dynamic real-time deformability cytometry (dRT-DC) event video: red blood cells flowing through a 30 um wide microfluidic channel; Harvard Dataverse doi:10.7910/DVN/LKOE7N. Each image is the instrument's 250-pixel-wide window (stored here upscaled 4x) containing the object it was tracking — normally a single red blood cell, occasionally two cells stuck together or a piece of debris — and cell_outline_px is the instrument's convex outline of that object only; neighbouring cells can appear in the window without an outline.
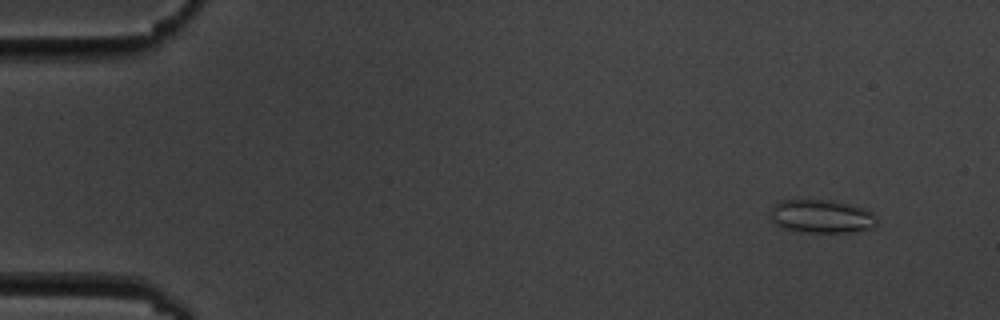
{"species": "common noctule bat (a hibernating species)", "species_latin": "Nyctalus noctula", "temperature_condition": "cold", "stored_images_in_passage": 5, "camera_frame_rate_fps": 3000, "um_per_image_px": 0.085, "animal": {"sex": "male", "body_mass_g": 19.5, "forearm_length_mm": 54.6}, "frame": {"image": 1, "passage_image": 1, "time_ms": 0.0, "image_size_px": [1000, 320], "cell_outline_px": [[876, 224], [872, 228], [848, 232], [804, 232], [780, 228], [768, 216], [772, 208], [780, 200], [832, 200], [864, 208], [872, 212], [876, 216]], "centroid_in_image_um": [69.8, 18.39], "position_along_channel_um": 15.2, "area_um2": 20.75}}
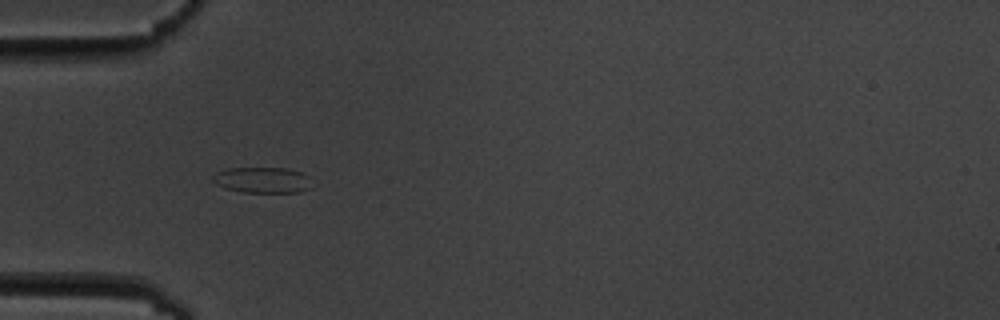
{"frame": {"image": 2, "passage_image": 4, "time_ms": 4.333, "image_size_px": [1000, 320], "cell_outline_px": [[316, 184], [312, 188], [300, 192], [244, 192], [224, 188], [216, 184], [212, 180], [212, 176], [216, 172], [228, 168], [288, 168], [304, 172], [312, 176]], "centroid_in_image_um": [22.43, 15.3], "position_along_channel_um": 62.6, "area_um2": 15.49}}
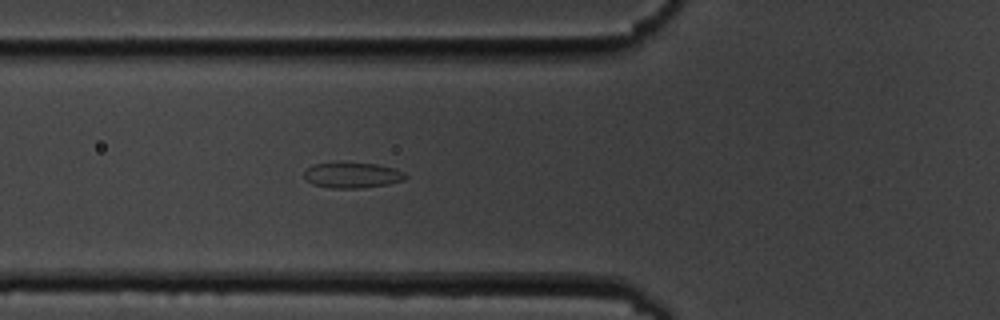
{"frame": {"image": 3, "passage_image": 5, "time_ms": 5.333, "image_size_px": [1000, 320], "cell_outline_px": [[408, 176], [404, 180], [388, 184], [360, 188], [332, 188], [312, 184], [304, 176], [304, 172], [312, 164], [376, 164], [392, 168], [404, 172]], "centroid_in_image_um": [29.96, 14.91], "position_along_channel_um": 95.8, "area_um2": 14.62}}